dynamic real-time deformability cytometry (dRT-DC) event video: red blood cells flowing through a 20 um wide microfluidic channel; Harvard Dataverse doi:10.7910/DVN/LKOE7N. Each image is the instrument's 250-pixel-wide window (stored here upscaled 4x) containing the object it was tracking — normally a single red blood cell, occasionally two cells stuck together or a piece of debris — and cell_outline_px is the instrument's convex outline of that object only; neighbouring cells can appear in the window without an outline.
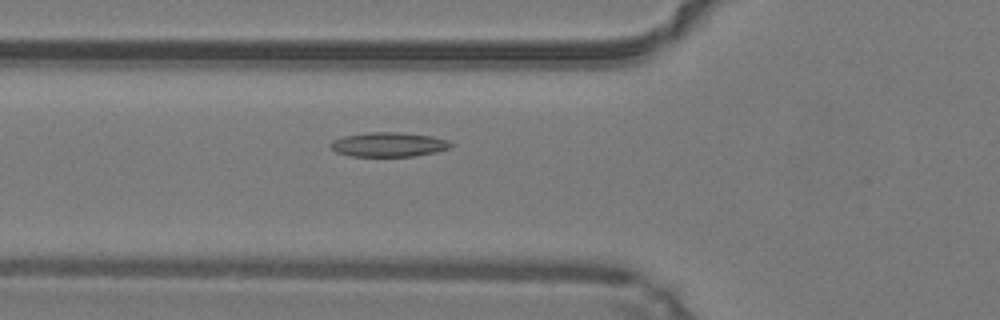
{"species": "common noctule bat (a hibernating species)", "species_latin": "Nyctalus noctula", "temperature_condition": "warm", "stored_images_in_passage": 33, "camera_frame_rate_fps": 3000, "um_per_image_px": 0.085, "animal": {"sex": "male", "body_mass_g": 19.2, "forearm_length_mm": 51.8}, "frame": {"image": 1, "passage_image": 2, "time_ms": 0.333, "image_size_px": [1000, 320], "cell_outline_px": [[452, 144], [448, 148], [436, 152], [412, 156], [348, 156], [336, 152], [328, 144], [332, 140], [344, 136], [368, 132], [400, 132], [432, 136], [448, 140]], "centroid_in_image_um": [32.99, 12.28], "position_along_channel_um": 92.8, "area_um2": 17.11}}
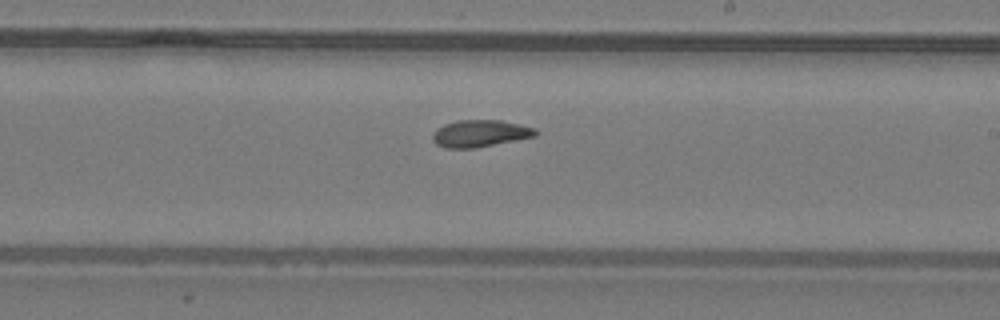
{"frame": {"image": 2, "passage_image": 13, "time_ms": 4.0, "image_size_px": [1000, 320], "cell_outline_px": [[536, 136], [476, 148], [444, 148], [436, 144], [432, 140], [432, 132], [436, 128], [444, 124], [456, 120], [500, 120], [520, 124], [536, 128]], "centroid_in_image_um": [40.76, 11.34], "position_along_channel_um": 248.2, "area_um2": 16.36}}
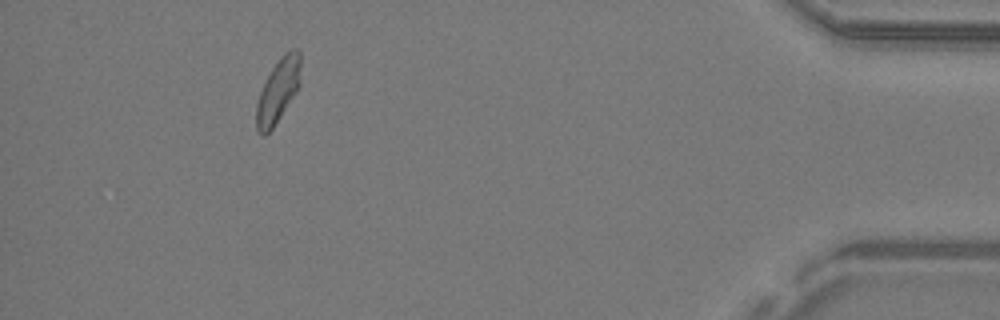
{"frame": {"image": 3, "passage_image": 29, "time_ms": 9.333, "image_size_px": [1000, 320], "cell_outline_px": [[300, 84], [296, 92], [272, 128], [264, 136], [260, 136], [256, 128], [256, 104], [260, 92], [272, 68], [284, 52], [292, 48], [296, 48], [300, 52]], "centroid_in_image_um": [23.63, 7.7], "position_along_channel_um": 411.6, "area_um2": 16.3}}